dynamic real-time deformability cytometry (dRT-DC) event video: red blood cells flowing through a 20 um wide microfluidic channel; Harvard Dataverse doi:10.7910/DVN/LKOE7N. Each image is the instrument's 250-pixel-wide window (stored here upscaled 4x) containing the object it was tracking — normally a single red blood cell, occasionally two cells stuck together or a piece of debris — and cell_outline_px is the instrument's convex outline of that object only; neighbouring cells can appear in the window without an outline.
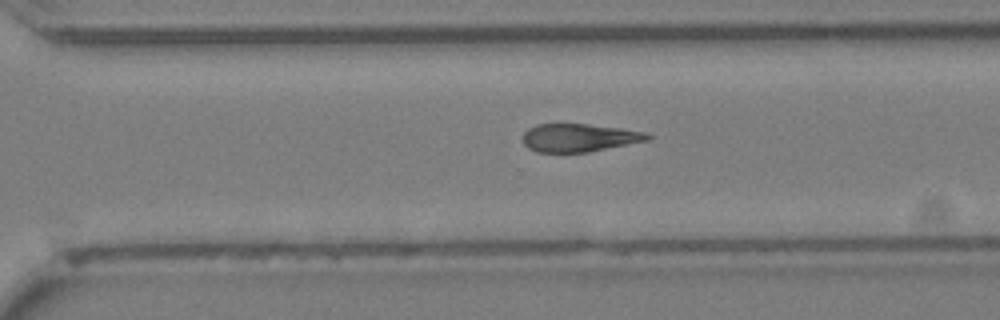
{"species": "Egyptian fruit bat (a non-hibernating species)", "species_latin": "Rousettus aegyptiacus", "temperature_condition": "cold", "stored_images_in_passage": 31, "camera_frame_rate_fps": 3000, "um_per_image_px": 0.085, "animal": {"sex": "female"}, "frame": {"image": 1, "passage_image": 27, "time_ms": 8.667, "image_size_px": [1000, 320], "cell_outline_px": [[652, 136], [648, 140], [588, 152], [536, 152], [528, 148], [524, 144], [524, 132], [528, 128], [536, 124], [564, 120], [648, 132]], "centroid_in_image_um": [49.18, 11.65], "position_along_channel_um": 321.4, "area_um2": 21.21}}